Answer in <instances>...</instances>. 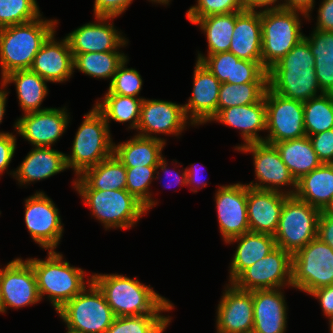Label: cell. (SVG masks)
Here are the masks:
<instances>
[{
	"instance_id": "obj_1",
	"label": "cell",
	"mask_w": 333,
	"mask_h": 333,
	"mask_svg": "<svg viewBox=\"0 0 333 333\" xmlns=\"http://www.w3.org/2000/svg\"><path fill=\"white\" fill-rule=\"evenodd\" d=\"M314 67V56L304 37L268 70V86L287 99L307 101L321 91Z\"/></svg>"
},
{
	"instance_id": "obj_2",
	"label": "cell",
	"mask_w": 333,
	"mask_h": 333,
	"mask_svg": "<svg viewBox=\"0 0 333 333\" xmlns=\"http://www.w3.org/2000/svg\"><path fill=\"white\" fill-rule=\"evenodd\" d=\"M91 281L103 293L116 317L160 314L173 305L151 287L118 274H94Z\"/></svg>"
},
{
	"instance_id": "obj_3",
	"label": "cell",
	"mask_w": 333,
	"mask_h": 333,
	"mask_svg": "<svg viewBox=\"0 0 333 333\" xmlns=\"http://www.w3.org/2000/svg\"><path fill=\"white\" fill-rule=\"evenodd\" d=\"M56 20L40 17L23 24L0 29L2 78L16 70L30 69L42 44L55 32Z\"/></svg>"
},
{
	"instance_id": "obj_4",
	"label": "cell",
	"mask_w": 333,
	"mask_h": 333,
	"mask_svg": "<svg viewBox=\"0 0 333 333\" xmlns=\"http://www.w3.org/2000/svg\"><path fill=\"white\" fill-rule=\"evenodd\" d=\"M46 260L27 259L34 269L40 298L47 294L56 311L85 287L84 271L71 267L62 255L49 250Z\"/></svg>"
},
{
	"instance_id": "obj_5",
	"label": "cell",
	"mask_w": 333,
	"mask_h": 333,
	"mask_svg": "<svg viewBox=\"0 0 333 333\" xmlns=\"http://www.w3.org/2000/svg\"><path fill=\"white\" fill-rule=\"evenodd\" d=\"M84 116L74 138L72 155H65L67 168L72 167L77 176L110 157L114 150L103 114L94 107Z\"/></svg>"
},
{
	"instance_id": "obj_6",
	"label": "cell",
	"mask_w": 333,
	"mask_h": 333,
	"mask_svg": "<svg viewBox=\"0 0 333 333\" xmlns=\"http://www.w3.org/2000/svg\"><path fill=\"white\" fill-rule=\"evenodd\" d=\"M297 13L298 10L268 7L261 11L262 66L267 71L304 39Z\"/></svg>"
},
{
	"instance_id": "obj_7",
	"label": "cell",
	"mask_w": 333,
	"mask_h": 333,
	"mask_svg": "<svg viewBox=\"0 0 333 333\" xmlns=\"http://www.w3.org/2000/svg\"><path fill=\"white\" fill-rule=\"evenodd\" d=\"M89 284L88 291L85 287L57 312L70 331L106 333L116 316L107 304L103 293L91 281V278Z\"/></svg>"
},
{
	"instance_id": "obj_8",
	"label": "cell",
	"mask_w": 333,
	"mask_h": 333,
	"mask_svg": "<svg viewBox=\"0 0 333 333\" xmlns=\"http://www.w3.org/2000/svg\"><path fill=\"white\" fill-rule=\"evenodd\" d=\"M320 212L295 195H288L274 234L276 246L293 255L315 239Z\"/></svg>"
},
{
	"instance_id": "obj_9",
	"label": "cell",
	"mask_w": 333,
	"mask_h": 333,
	"mask_svg": "<svg viewBox=\"0 0 333 333\" xmlns=\"http://www.w3.org/2000/svg\"><path fill=\"white\" fill-rule=\"evenodd\" d=\"M77 191L105 228H130L147 211L145 206L126 189H77Z\"/></svg>"
},
{
	"instance_id": "obj_10",
	"label": "cell",
	"mask_w": 333,
	"mask_h": 333,
	"mask_svg": "<svg viewBox=\"0 0 333 333\" xmlns=\"http://www.w3.org/2000/svg\"><path fill=\"white\" fill-rule=\"evenodd\" d=\"M292 287L310 294L333 285V249L319 238L292 255Z\"/></svg>"
},
{
	"instance_id": "obj_11",
	"label": "cell",
	"mask_w": 333,
	"mask_h": 333,
	"mask_svg": "<svg viewBox=\"0 0 333 333\" xmlns=\"http://www.w3.org/2000/svg\"><path fill=\"white\" fill-rule=\"evenodd\" d=\"M292 266V254L276 246L267 256L244 269L231 284L244 291L292 286Z\"/></svg>"
},
{
	"instance_id": "obj_12",
	"label": "cell",
	"mask_w": 333,
	"mask_h": 333,
	"mask_svg": "<svg viewBox=\"0 0 333 333\" xmlns=\"http://www.w3.org/2000/svg\"><path fill=\"white\" fill-rule=\"evenodd\" d=\"M264 99L266 130L270 131L264 142L274 144L306 136L302 101L282 97L269 87L265 92Z\"/></svg>"
},
{
	"instance_id": "obj_13",
	"label": "cell",
	"mask_w": 333,
	"mask_h": 333,
	"mask_svg": "<svg viewBox=\"0 0 333 333\" xmlns=\"http://www.w3.org/2000/svg\"><path fill=\"white\" fill-rule=\"evenodd\" d=\"M41 300L37 279L32 265L26 260L15 259L1 269L0 312L7 307L19 308Z\"/></svg>"
},
{
	"instance_id": "obj_14",
	"label": "cell",
	"mask_w": 333,
	"mask_h": 333,
	"mask_svg": "<svg viewBox=\"0 0 333 333\" xmlns=\"http://www.w3.org/2000/svg\"><path fill=\"white\" fill-rule=\"evenodd\" d=\"M236 148L240 151L253 153L255 174L260 182L255 184L250 182V184L246 185L255 189L280 192V190L277 189L279 185L290 184L295 190L288 191L286 194H295L297 181L290 173L286 164L282 161L280 153L274 144L253 142L243 144V146L241 145ZM265 183L266 185H264Z\"/></svg>"
},
{
	"instance_id": "obj_15",
	"label": "cell",
	"mask_w": 333,
	"mask_h": 333,
	"mask_svg": "<svg viewBox=\"0 0 333 333\" xmlns=\"http://www.w3.org/2000/svg\"><path fill=\"white\" fill-rule=\"evenodd\" d=\"M25 201V223L33 240L44 249L54 250L63 231L58 209L43 192Z\"/></svg>"
},
{
	"instance_id": "obj_16",
	"label": "cell",
	"mask_w": 333,
	"mask_h": 333,
	"mask_svg": "<svg viewBox=\"0 0 333 333\" xmlns=\"http://www.w3.org/2000/svg\"><path fill=\"white\" fill-rule=\"evenodd\" d=\"M247 195L248 185L240 183L222 186L216 192L219 228L225 242L249 232Z\"/></svg>"
},
{
	"instance_id": "obj_17",
	"label": "cell",
	"mask_w": 333,
	"mask_h": 333,
	"mask_svg": "<svg viewBox=\"0 0 333 333\" xmlns=\"http://www.w3.org/2000/svg\"><path fill=\"white\" fill-rule=\"evenodd\" d=\"M17 120L15 128L34 147H50L67 128L68 115L65 108H45Z\"/></svg>"
},
{
	"instance_id": "obj_18",
	"label": "cell",
	"mask_w": 333,
	"mask_h": 333,
	"mask_svg": "<svg viewBox=\"0 0 333 333\" xmlns=\"http://www.w3.org/2000/svg\"><path fill=\"white\" fill-rule=\"evenodd\" d=\"M197 61L205 65L221 83L268 82V71L262 66V61L242 60L229 51L208 57L198 54Z\"/></svg>"
},
{
	"instance_id": "obj_19",
	"label": "cell",
	"mask_w": 333,
	"mask_h": 333,
	"mask_svg": "<svg viewBox=\"0 0 333 333\" xmlns=\"http://www.w3.org/2000/svg\"><path fill=\"white\" fill-rule=\"evenodd\" d=\"M231 285L225 290L217 308V333H252L253 291Z\"/></svg>"
},
{
	"instance_id": "obj_20",
	"label": "cell",
	"mask_w": 333,
	"mask_h": 333,
	"mask_svg": "<svg viewBox=\"0 0 333 333\" xmlns=\"http://www.w3.org/2000/svg\"><path fill=\"white\" fill-rule=\"evenodd\" d=\"M193 85V95L188 104L183 106L186 117L189 119L190 116L191 124L198 125L211 121L217 115L221 82L205 65L197 61Z\"/></svg>"
},
{
	"instance_id": "obj_21",
	"label": "cell",
	"mask_w": 333,
	"mask_h": 333,
	"mask_svg": "<svg viewBox=\"0 0 333 333\" xmlns=\"http://www.w3.org/2000/svg\"><path fill=\"white\" fill-rule=\"evenodd\" d=\"M187 119L183 105L143 99L137 127L141 133L138 135L149 138H157L151 136V132L178 135L184 129Z\"/></svg>"
},
{
	"instance_id": "obj_22",
	"label": "cell",
	"mask_w": 333,
	"mask_h": 333,
	"mask_svg": "<svg viewBox=\"0 0 333 333\" xmlns=\"http://www.w3.org/2000/svg\"><path fill=\"white\" fill-rule=\"evenodd\" d=\"M288 194L248 186L247 214L249 232L274 236Z\"/></svg>"
},
{
	"instance_id": "obj_23",
	"label": "cell",
	"mask_w": 333,
	"mask_h": 333,
	"mask_svg": "<svg viewBox=\"0 0 333 333\" xmlns=\"http://www.w3.org/2000/svg\"><path fill=\"white\" fill-rule=\"evenodd\" d=\"M96 19L100 23H87L66 36L73 55L117 51L118 47L126 44L125 38L107 22L110 17H96Z\"/></svg>"
},
{
	"instance_id": "obj_24",
	"label": "cell",
	"mask_w": 333,
	"mask_h": 333,
	"mask_svg": "<svg viewBox=\"0 0 333 333\" xmlns=\"http://www.w3.org/2000/svg\"><path fill=\"white\" fill-rule=\"evenodd\" d=\"M73 62L67 38L56 42L53 32L34 57L30 70L49 82H63L73 74Z\"/></svg>"
},
{
	"instance_id": "obj_25",
	"label": "cell",
	"mask_w": 333,
	"mask_h": 333,
	"mask_svg": "<svg viewBox=\"0 0 333 333\" xmlns=\"http://www.w3.org/2000/svg\"><path fill=\"white\" fill-rule=\"evenodd\" d=\"M286 305L278 289L253 290L252 333H285Z\"/></svg>"
},
{
	"instance_id": "obj_26",
	"label": "cell",
	"mask_w": 333,
	"mask_h": 333,
	"mask_svg": "<svg viewBox=\"0 0 333 333\" xmlns=\"http://www.w3.org/2000/svg\"><path fill=\"white\" fill-rule=\"evenodd\" d=\"M261 11L236 12V21L229 52L248 61H262Z\"/></svg>"
},
{
	"instance_id": "obj_27",
	"label": "cell",
	"mask_w": 333,
	"mask_h": 333,
	"mask_svg": "<svg viewBox=\"0 0 333 333\" xmlns=\"http://www.w3.org/2000/svg\"><path fill=\"white\" fill-rule=\"evenodd\" d=\"M212 120L240 129L245 144L264 142V138L256 132L266 130L265 99L254 104L222 109Z\"/></svg>"
},
{
	"instance_id": "obj_28",
	"label": "cell",
	"mask_w": 333,
	"mask_h": 333,
	"mask_svg": "<svg viewBox=\"0 0 333 333\" xmlns=\"http://www.w3.org/2000/svg\"><path fill=\"white\" fill-rule=\"evenodd\" d=\"M294 195L320 211L330 210L333 205V165L322 163L302 176L297 181Z\"/></svg>"
},
{
	"instance_id": "obj_29",
	"label": "cell",
	"mask_w": 333,
	"mask_h": 333,
	"mask_svg": "<svg viewBox=\"0 0 333 333\" xmlns=\"http://www.w3.org/2000/svg\"><path fill=\"white\" fill-rule=\"evenodd\" d=\"M65 169V154L51 147H35L13 174L22 184L46 179Z\"/></svg>"
},
{
	"instance_id": "obj_30",
	"label": "cell",
	"mask_w": 333,
	"mask_h": 333,
	"mask_svg": "<svg viewBox=\"0 0 333 333\" xmlns=\"http://www.w3.org/2000/svg\"><path fill=\"white\" fill-rule=\"evenodd\" d=\"M76 189L120 190L126 189V167L113 153L97 165L86 169L74 181Z\"/></svg>"
},
{
	"instance_id": "obj_31",
	"label": "cell",
	"mask_w": 333,
	"mask_h": 333,
	"mask_svg": "<svg viewBox=\"0 0 333 333\" xmlns=\"http://www.w3.org/2000/svg\"><path fill=\"white\" fill-rule=\"evenodd\" d=\"M238 242L237 250L230 267V282L244 269L267 256L275 247V238L269 234L247 232L226 243Z\"/></svg>"
},
{
	"instance_id": "obj_32",
	"label": "cell",
	"mask_w": 333,
	"mask_h": 333,
	"mask_svg": "<svg viewBox=\"0 0 333 333\" xmlns=\"http://www.w3.org/2000/svg\"><path fill=\"white\" fill-rule=\"evenodd\" d=\"M165 140L135 135L127 142L114 145L113 153L125 167L157 166Z\"/></svg>"
},
{
	"instance_id": "obj_33",
	"label": "cell",
	"mask_w": 333,
	"mask_h": 333,
	"mask_svg": "<svg viewBox=\"0 0 333 333\" xmlns=\"http://www.w3.org/2000/svg\"><path fill=\"white\" fill-rule=\"evenodd\" d=\"M274 145L296 181L322 164L308 136L276 142Z\"/></svg>"
},
{
	"instance_id": "obj_34",
	"label": "cell",
	"mask_w": 333,
	"mask_h": 333,
	"mask_svg": "<svg viewBox=\"0 0 333 333\" xmlns=\"http://www.w3.org/2000/svg\"><path fill=\"white\" fill-rule=\"evenodd\" d=\"M2 79L3 84L1 86L3 87H6L10 82L15 83L19 104L24 110V114L44 110L39 107L48 93L47 80L30 69L10 72Z\"/></svg>"
},
{
	"instance_id": "obj_35",
	"label": "cell",
	"mask_w": 333,
	"mask_h": 333,
	"mask_svg": "<svg viewBox=\"0 0 333 333\" xmlns=\"http://www.w3.org/2000/svg\"><path fill=\"white\" fill-rule=\"evenodd\" d=\"M306 39L314 56L321 93L333 94V31L315 30Z\"/></svg>"
},
{
	"instance_id": "obj_36",
	"label": "cell",
	"mask_w": 333,
	"mask_h": 333,
	"mask_svg": "<svg viewBox=\"0 0 333 333\" xmlns=\"http://www.w3.org/2000/svg\"><path fill=\"white\" fill-rule=\"evenodd\" d=\"M236 12L227 14L210 15L190 21L199 24L207 35L208 55L220 52H228L232 41Z\"/></svg>"
},
{
	"instance_id": "obj_37",
	"label": "cell",
	"mask_w": 333,
	"mask_h": 333,
	"mask_svg": "<svg viewBox=\"0 0 333 333\" xmlns=\"http://www.w3.org/2000/svg\"><path fill=\"white\" fill-rule=\"evenodd\" d=\"M73 57L76 69L92 77L111 78V81L118 67L127 59L119 51L90 52Z\"/></svg>"
},
{
	"instance_id": "obj_38",
	"label": "cell",
	"mask_w": 333,
	"mask_h": 333,
	"mask_svg": "<svg viewBox=\"0 0 333 333\" xmlns=\"http://www.w3.org/2000/svg\"><path fill=\"white\" fill-rule=\"evenodd\" d=\"M144 98L106 94L101 103L95 107L103 114L107 124L113 119L117 122L132 121L131 128L137 129L140 121L141 104Z\"/></svg>"
},
{
	"instance_id": "obj_39",
	"label": "cell",
	"mask_w": 333,
	"mask_h": 333,
	"mask_svg": "<svg viewBox=\"0 0 333 333\" xmlns=\"http://www.w3.org/2000/svg\"><path fill=\"white\" fill-rule=\"evenodd\" d=\"M306 136L333 129V94L321 93L303 102Z\"/></svg>"
},
{
	"instance_id": "obj_40",
	"label": "cell",
	"mask_w": 333,
	"mask_h": 333,
	"mask_svg": "<svg viewBox=\"0 0 333 333\" xmlns=\"http://www.w3.org/2000/svg\"><path fill=\"white\" fill-rule=\"evenodd\" d=\"M268 87V82H248L245 84L221 83L217 114L225 108L260 102L264 98Z\"/></svg>"
},
{
	"instance_id": "obj_41",
	"label": "cell",
	"mask_w": 333,
	"mask_h": 333,
	"mask_svg": "<svg viewBox=\"0 0 333 333\" xmlns=\"http://www.w3.org/2000/svg\"><path fill=\"white\" fill-rule=\"evenodd\" d=\"M170 319L160 314L116 317L106 333H163Z\"/></svg>"
},
{
	"instance_id": "obj_42",
	"label": "cell",
	"mask_w": 333,
	"mask_h": 333,
	"mask_svg": "<svg viewBox=\"0 0 333 333\" xmlns=\"http://www.w3.org/2000/svg\"><path fill=\"white\" fill-rule=\"evenodd\" d=\"M36 0H0V29L39 18Z\"/></svg>"
},
{
	"instance_id": "obj_43",
	"label": "cell",
	"mask_w": 333,
	"mask_h": 333,
	"mask_svg": "<svg viewBox=\"0 0 333 333\" xmlns=\"http://www.w3.org/2000/svg\"><path fill=\"white\" fill-rule=\"evenodd\" d=\"M157 166L126 167V190L149 210L155 205L148 192Z\"/></svg>"
},
{
	"instance_id": "obj_44",
	"label": "cell",
	"mask_w": 333,
	"mask_h": 333,
	"mask_svg": "<svg viewBox=\"0 0 333 333\" xmlns=\"http://www.w3.org/2000/svg\"><path fill=\"white\" fill-rule=\"evenodd\" d=\"M127 59L118 67L106 94H118L121 96L134 97L139 94L142 87V79L139 72L126 67Z\"/></svg>"
},
{
	"instance_id": "obj_45",
	"label": "cell",
	"mask_w": 333,
	"mask_h": 333,
	"mask_svg": "<svg viewBox=\"0 0 333 333\" xmlns=\"http://www.w3.org/2000/svg\"><path fill=\"white\" fill-rule=\"evenodd\" d=\"M186 13L189 21H197L210 15L227 14L245 11L242 0H198Z\"/></svg>"
},
{
	"instance_id": "obj_46",
	"label": "cell",
	"mask_w": 333,
	"mask_h": 333,
	"mask_svg": "<svg viewBox=\"0 0 333 333\" xmlns=\"http://www.w3.org/2000/svg\"><path fill=\"white\" fill-rule=\"evenodd\" d=\"M318 159L322 163L333 161V129L308 136Z\"/></svg>"
},
{
	"instance_id": "obj_47",
	"label": "cell",
	"mask_w": 333,
	"mask_h": 333,
	"mask_svg": "<svg viewBox=\"0 0 333 333\" xmlns=\"http://www.w3.org/2000/svg\"><path fill=\"white\" fill-rule=\"evenodd\" d=\"M133 0H95L94 13L96 17H114L123 13Z\"/></svg>"
},
{
	"instance_id": "obj_48",
	"label": "cell",
	"mask_w": 333,
	"mask_h": 333,
	"mask_svg": "<svg viewBox=\"0 0 333 333\" xmlns=\"http://www.w3.org/2000/svg\"><path fill=\"white\" fill-rule=\"evenodd\" d=\"M317 238L333 249V212L330 210L320 212Z\"/></svg>"
},
{
	"instance_id": "obj_49",
	"label": "cell",
	"mask_w": 333,
	"mask_h": 333,
	"mask_svg": "<svg viewBox=\"0 0 333 333\" xmlns=\"http://www.w3.org/2000/svg\"><path fill=\"white\" fill-rule=\"evenodd\" d=\"M16 148V137L10 133L0 136V173L7 169Z\"/></svg>"
},
{
	"instance_id": "obj_50",
	"label": "cell",
	"mask_w": 333,
	"mask_h": 333,
	"mask_svg": "<svg viewBox=\"0 0 333 333\" xmlns=\"http://www.w3.org/2000/svg\"><path fill=\"white\" fill-rule=\"evenodd\" d=\"M316 30L333 31V0H324L318 10Z\"/></svg>"
},
{
	"instance_id": "obj_51",
	"label": "cell",
	"mask_w": 333,
	"mask_h": 333,
	"mask_svg": "<svg viewBox=\"0 0 333 333\" xmlns=\"http://www.w3.org/2000/svg\"><path fill=\"white\" fill-rule=\"evenodd\" d=\"M312 296L319 299L322 310L329 318L333 316V285L312 291Z\"/></svg>"
},
{
	"instance_id": "obj_52",
	"label": "cell",
	"mask_w": 333,
	"mask_h": 333,
	"mask_svg": "<svg viewBox=\"0 0 333 333\" xmlns=\"http://www.w3.org/2000/svg\"><path fill=\"white\" fill-rule=\"evenodd\" d=\"M287 2V3H286ZM285 3L276 5L274 7L271 6V9H290V10H298L301 12L304 17H309V12L314 7V0H286Z\"/></svg>"
},
{
	"instance_id": "obj_53",
	"label": "cell",
	"mask_w": 333,
	"mask_h": 333,
	"mask_svg": "<svg viewBox=\"0 0 333 333\" xmlns=\"http://www.w3.org/2000/svg\"><path fill=\"white\" fill-rule=\"evenodd\" d=\"M277 0H242V2L244 3V6L246 8V10H254L255 11V7H266L267 5H272L273 3H275Z\"/></svg>"
},
{
	"instance_id": "obj_54",
	"label": "cell",
	"mask_w": 333,
	"mask_h": 333,
	"mask_svg": "<svg viewBox=\"0 0 333 333\" xmlns=\"http://www.w3.org/2000/svg\"><path fill=\"white\" fill-rule=\"evenodd\" d=\"M159 167H161V170H165V172L164 173H169V171H167V169H166V167H167V164H166V161H165V159L162 157L161 159H160V161H159V163H158V165H157V169L159 168ZM186 175H187V173H186V170L184 171V173L182 174V177H180L179 176V173H177L176 172V174H174V177L176 178H178L179 177V179H175V178H173V180H177V184H178V182L182 185V184H187V180H186ZM165 178H167V177H165ZM181 178V179H180ZM170 179V178H169ZM168 185H170V183L168 184Z\"/></svg>"
},
{
	"instance_id": "obj_55",
	"label": "cell",
	"mask_w": 333,
	"mask_h": 333,
	"mask_svg": "<svg viewBox=\"0 0 333 333\" xmlns=\"http://www.w3.org/2000/svg\"><path fill=\"white\" fill-rule=\"evenodd\" d=\"M185 170H186V173H187V175H186L187 184L186 185L193 184V183H197V184L201 185L202 182L200 183L201 180H199L200 176L198 175L197 166L196 167L192 166L191 168H189V169L186 168Z\"/></svg>"
},
{
	"instance_id": "obj_56",
	"label": "cell",
	"mask_w": 333,
	"mask_h": 333,
	"mask_svg": "<svg viewBox=\"0 0 333 333\" xmlns=\"http://www.w3.org/2000/svg\"><path fill=\"white\" fill-rule=\"evenodd\" d=\"M6 97H7V92L4 91V89L0 90V123L2 122V118L5 113V105H6ZM8 133H0V136L6 135Z\"/></svg>"
},
{
	"instance_id": "obj_57",
	"label": "cell",
	"mask_w": 333,
	"mask_h": 333,
	"mask_svg": "<svg viewBox=\"0 0 333 333\" xmlns=\"http://www.w3.org/2000/svg\"><path fill=\"white\" fill-rule=\"evenodd\" d=\"M151 1H154V2H157V3H162V4H168L169 3V0H151Z\"/></svg>"
},
{
	"instance_id": "obj_58",
	"label": "cell",
	"mask_w": 333,
	"mask_h": 333,
	"mask_svg": "<svg viewBox=\"0 0 333 333\" xmlns=\"http://www.w3.org/2000/svg\"><path fill=\"white\" fill-rule=\"evenodd\" d=\"M330 319V331L333 333V316L329 318Z\"/></svg>"
},
{
	"instance_id": "obj_59",
	"label": "cell",
	"mask_w": 333,
	"mask_h": 333,
	"mask_svg": "<svg viewBox=\"0 0 333 333\" xmlns=\"http://www.w3.org/2000/svg\"><path fill=\"white\" fill-rule=\"evenodd\" d=\"M0 285H1V269H0Z\"/></svg>"
},
{
	"instance_id": "obj_60",
	"label": "cell",
	"mask_w": 333,
	"mask_h": 333,
	"mask_svg": "<svg viewBox=\"0 0 333 333\" xmlns=\"http://www.w3.org/2000/svg\"><path fill=\"white\" fill-rule=\"evenodd\" d=\"M67 333H76V332H73V331H70V330H68V332Z\"/></svg>"
}]
</instances>
